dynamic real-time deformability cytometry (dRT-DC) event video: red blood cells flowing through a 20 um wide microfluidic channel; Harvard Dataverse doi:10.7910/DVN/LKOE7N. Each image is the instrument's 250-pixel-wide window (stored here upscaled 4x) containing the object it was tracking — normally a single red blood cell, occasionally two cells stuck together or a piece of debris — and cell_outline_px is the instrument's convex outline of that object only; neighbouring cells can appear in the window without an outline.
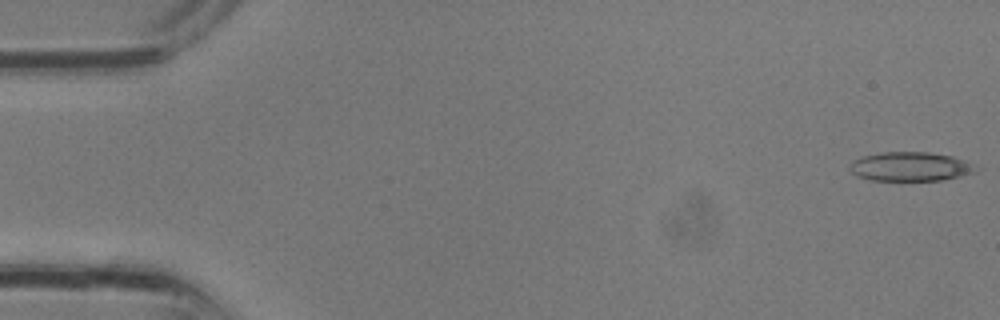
{"species": "common noctule bat (a hibernating species)", "species_latin": "Nyctalus noctula", "temperature_condition": "room temperature", "stored_images_in_passage": 32, "camera_frame_rate_fps": 3000, "um_per_image_px": 0.085, "animal": {"sex": "male", "body_mass_g": 13.3}, "frame": {"image": 1, "passage_image": 1, "time_ms": 0.0, "image_size_px": [1000, 320], "cell_outline_px": [[980, 168], [976, 172], [960, 176], [940, 180], [872, 180], [856, 176], [852, 172], [848, 164], [852, 160], [864, 156], [884, 152], [928, 152], [952, 156], [964, 160]], "centroid_in_image_um": [77.38, 14.16], "position_along_channel_um": 7.6, "area_um2": 21.33}}
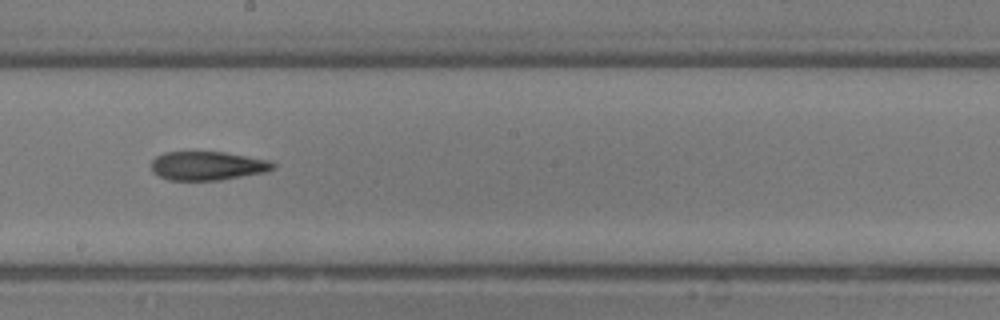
{"frame": {"image": 2, "passage_image": 18, "time_ms": 5.667, "image_size_px": [1000, 320], "cell_outline_px": [[276, 164], [272, 168], [264, 172], [220, 180], [168, 180], [152, 172], [152, 160], [156, 156], [164, 152], [224, 152], [272, 160]], "centroid_in_image_um": [17.64, 14.09], "position_along_channel_um": 230.6, "area_um2": 20.4}}
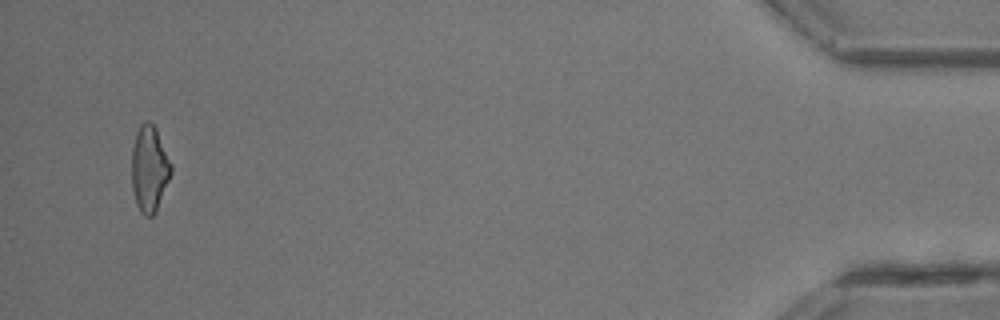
{"frame": {"image": 3, "passage_image": 31, "time_ms": 10.0, "image_size_px": [1000, 320], "cell_outline_px": [[172, 172], [156, 212], [152, 216], [144, 216], [140, 212], [136, 204], [132, 188], [132, 148], [136, 132], [140, 124], [148, 120], [156, 128], [172, 164]], "centroid_in_image_um": [12.7, 14.35], "position_along_channel_um": 422.5, "area_um2": 19.88}}